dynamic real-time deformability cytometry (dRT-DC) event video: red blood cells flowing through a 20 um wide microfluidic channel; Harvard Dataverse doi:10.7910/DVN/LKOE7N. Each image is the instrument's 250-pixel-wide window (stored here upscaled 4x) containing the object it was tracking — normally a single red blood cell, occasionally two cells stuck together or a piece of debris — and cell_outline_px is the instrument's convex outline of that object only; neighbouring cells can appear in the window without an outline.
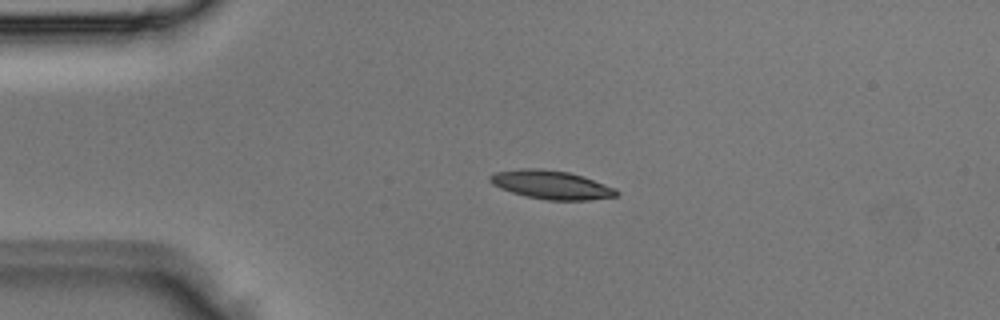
{"species": "Egyptian fruit bat (a non-hibernating species)", "species_latin": "Rousettus aegyptiacus", "temperature_condition": "room temperature", "stored_images_in_passage": 2, "camera_frame_rate_fps": 3000, "um_per_image_px": 0.085, "animal": {"sex": "male"}, "frame": {"image": 1, "passage_image": 1, "time_ms": 0.0, "image_size_px": [1000, 320], "cell_outline_px": [[620, 192], [616, 196], [588, 200], [548, 200], [528, 196], [512, 192], [500, 188], [492, 184], [488, 180], [488, 176], [496, 172], [520, 168], [540, 168], [568, 172], [616, 188]], "centroid_in_image_um": [46.83, 15.7], "position_along_channel_um": 38.2, "area_um2": 20.87}}
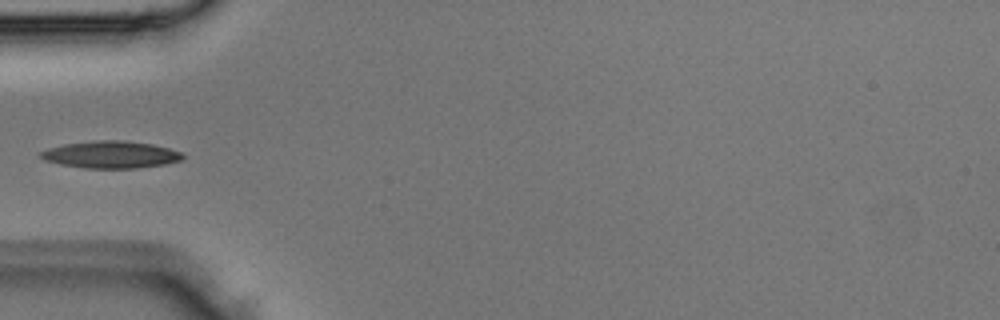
{"frame": {"image": 2, "passage_image": 2, "time_ms": 0.333, "image_size_px": [1000, 320], "cell_outline_px": [[184, 156], [180, 160], [164, 164], [136, 168], [84, 168], [60, 164], [44, 160], [40, 156], [40, 152], [48, 148], [64, 144], [96, 140], [124, 140], [152, 144], [168, 148], [180, 152]], "centroid_in_image_um": [9.39, 13.14], "position_along_channel_um": 75.6, "area_um2": 22.31}}